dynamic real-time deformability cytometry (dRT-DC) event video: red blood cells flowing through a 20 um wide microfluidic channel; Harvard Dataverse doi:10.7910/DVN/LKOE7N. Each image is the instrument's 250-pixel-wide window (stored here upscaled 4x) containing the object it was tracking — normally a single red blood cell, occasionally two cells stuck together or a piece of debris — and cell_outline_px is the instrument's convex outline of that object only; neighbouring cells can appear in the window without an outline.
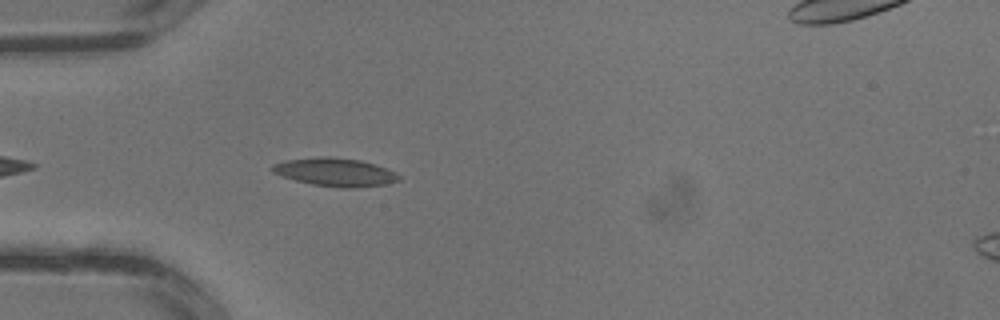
{"species": "common noctule bat (a hibernating species)", "species_latin": "Nyctalus noctula", "temperature_condition": "warm", "stored_images_in_passage": 4, "camera_frame_rate_fps": 3000, "um_per_image_px": 0.085, "animal": {"sex": "male", "body_mass_g": 13.3}, "frame": {"image": 1, "passage_image": 3, "time_ms": 0.667, "image_size_px": [1000, 320], "cell_outline_px": [[400, 180], [384, 184], [356, 188], [340, 188], [312, 184], [296, 180], [272, 172], [268, 168], [272, 164], [284, 160], [320, 156], [328, 156], [360, 160], [376, 164], [396, 172], [400, 176]], "centroid_in_image_um": [28.47, 14.62], "position_along_channel_um": 56.5, "area_um2": 20.98}}